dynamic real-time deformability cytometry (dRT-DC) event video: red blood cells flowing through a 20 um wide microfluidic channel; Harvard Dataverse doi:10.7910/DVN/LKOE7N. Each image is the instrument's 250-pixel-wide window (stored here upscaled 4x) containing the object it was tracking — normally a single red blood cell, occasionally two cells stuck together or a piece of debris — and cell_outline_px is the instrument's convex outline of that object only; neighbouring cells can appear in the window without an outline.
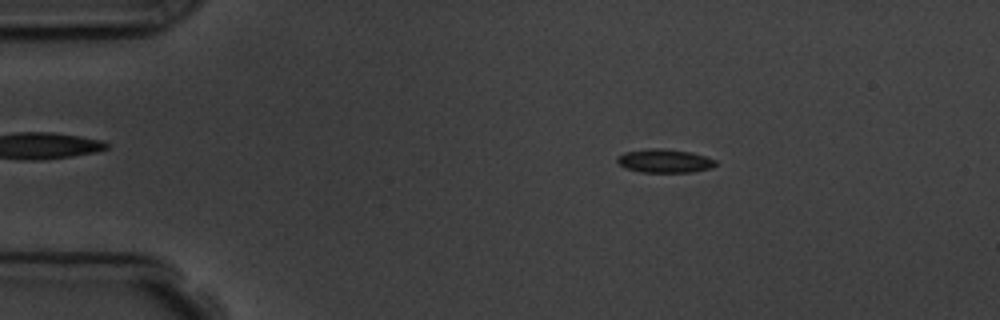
{"species": "common noctule bat (a hibernating species)", "species_latin": "Nyctalus noctula", "temperature_condition": "room temperature", "stored_images_in_passage": 5, "camera_frame_rate_fps": 3000, "um_per_image_px": 0.085, "animal": {"sex": "male", "body_mass_g": 19.5, "forearm_length_mm": 54.6}, "frame": {"image": 1, "passage_image": 2, "time_ms": 1.333, "image_size_px": [1000, 320], "cell_outline_px": [[716, 164], [712, 168], [692, 172], [640, 172], [624, 168], [616, 160], [624, 152], [652, 148], [660, 148], [692, 152], [716, 160]], "centroid_in_image_um": [56.5, 13.68], "position_along_channel_um": 28.5, "area_um2": 13.47}}
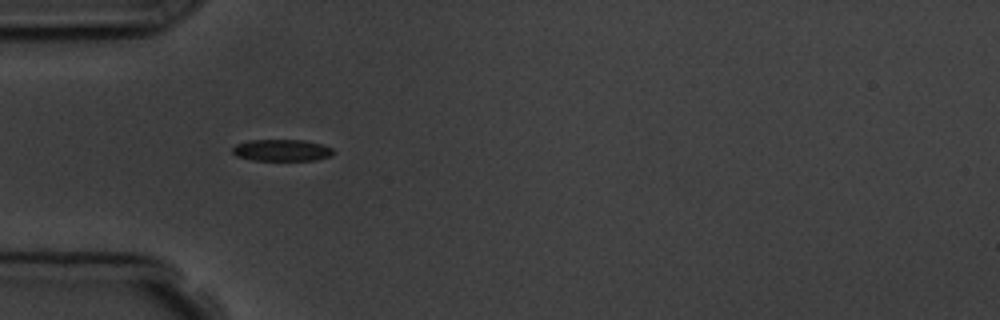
{"frame": {"image": 2, "passage_image": 4, "time_ms": 3.667, "image_size_px": [1000, 320], "cell_outline_px": [[336, 152], [332, 156], [316, 160], [252, 160], [236, 156], [232, 152], [232, 148], [236, 144], [248, 140], [304, 140], [320, 144], [332, 148]], "centroid_in_image_um": [23.96, 12.77], "position_along_channel_um": 61.0, "area_um2": 12.83}}